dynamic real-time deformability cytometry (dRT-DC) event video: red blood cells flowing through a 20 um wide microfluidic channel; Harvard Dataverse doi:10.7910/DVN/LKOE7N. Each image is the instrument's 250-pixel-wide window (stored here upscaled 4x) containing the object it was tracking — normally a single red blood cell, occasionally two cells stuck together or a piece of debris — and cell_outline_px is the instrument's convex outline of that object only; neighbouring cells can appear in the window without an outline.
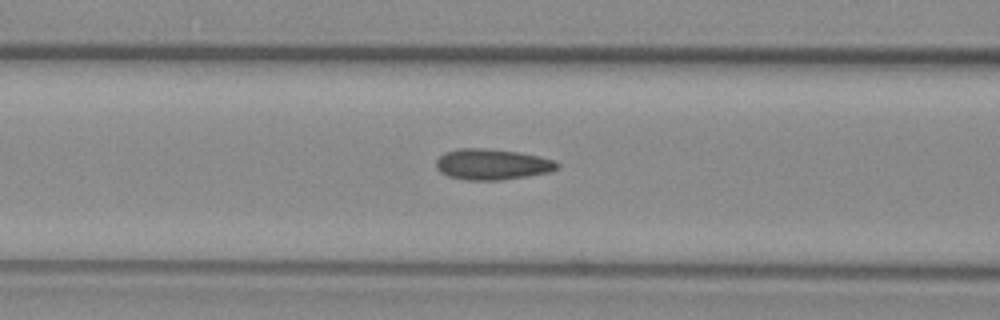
{"species": "common noctule bat (a hibernating species)", "species_latin": "Nyctalus noctula", "temperature_condition": "warm", "stored_images_in_passage": 31, "camera_frame_rate_fps": 3000, "um_per_image_px": 0.085, "animal": {"sex": "female", "body_mass_g": 29.2, "forearm_length_mm": 56.3}, "frame": {"image": 1, "passage_image": 8, "time_ms": 2.333, "image_size_px": [1000, 320], "cell_outline_px": [[560, 164], [556, 168], [548, 172], [500, 180], [464, 180], [448, 176], [440, 172], [436, 168], [436, 160], [444, 152], [456, 148], [484, 148], [520, 152], [540, 156], [552, 160]], "centroid_in_image_um": [41.77, 13.96], "position_along_channel_um": 124.8, "area_um2": 21.73}}
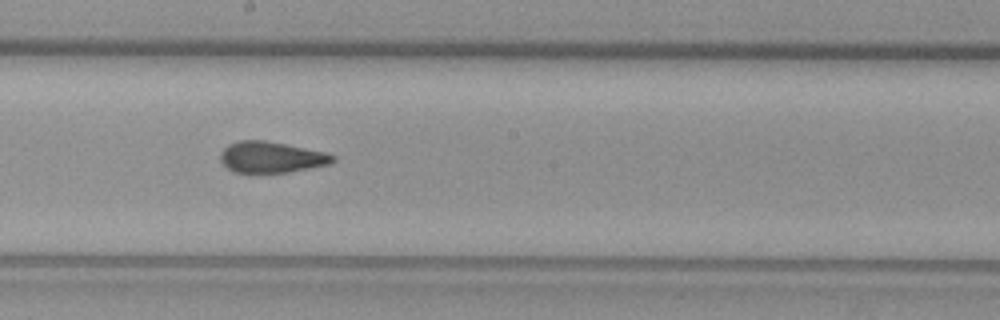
{"frame": {"image": 2, "passage_image": 16, "time_ms": 5.0, "image_size_px": [1000, 320], "cell_outline_px": [[336, 160], [332, 164], [288, 172], [236, 172], [228, 168], [220, 160], [220, 152], [228, 144], [240, 140], [264, 140], [324, 152], [336, 156]], "centroid_in_image_um": [23.07, 13.36], "position_along_channel_um": 225.1, "area_um2": 20.23}}
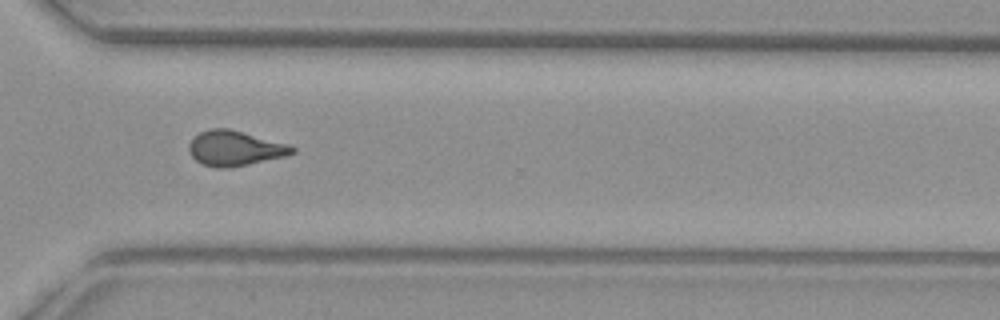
{"frame": {"image": 3, "passage_image": 26, "time_ms": 8.333, "image_size_px": [1000, 320], "cell_outline_px": [[296, 152], [284, 156], [248, 164], [228, 168], [216, 168], [200, 164], [188, 152], [188, 144], [200, 132], [212, 128], [228, 128], [288, 144], [296, 148]], "centroid_in_image_um": [19.94, 12.61], "position_along_channel_um": 350.7, "area_um2": 20.98}}